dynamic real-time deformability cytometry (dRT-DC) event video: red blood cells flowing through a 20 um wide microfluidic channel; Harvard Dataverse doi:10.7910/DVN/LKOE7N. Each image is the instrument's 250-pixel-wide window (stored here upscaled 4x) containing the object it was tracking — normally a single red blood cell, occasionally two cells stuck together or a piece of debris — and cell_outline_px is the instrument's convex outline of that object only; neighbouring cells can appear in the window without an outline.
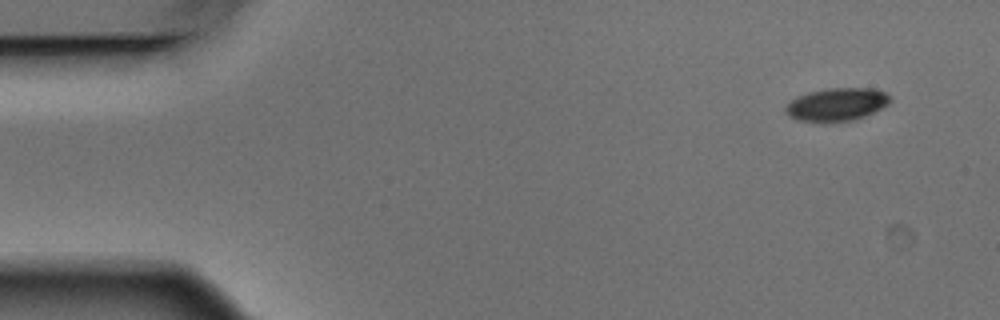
{"species": "Egyptian fruit bat (a non-hibernating species)", "species_latin": "Rousettus aegyptiacus", "temperature_condition": "warm", "stored_images_in_passage": 7, "camera_frame_rate_fps": 3000, "um_per_image_px": 0.085, "animal": {"sex": "male"}, "frame": {"image": 1, "passage_image": 1, "time_ms": 0.0, "image_size_px": [1000, 320], "cell_outline_px": [[892, 100], [888, 104], [864, 116], [852, 120], [824, 124], [820, 124], [796, 120], [788, 116], [784, 112], [784, 108], [796, 96], [808, 92], [828, 88], [872, 88], [884, 92]], "centroid_in_image_um": [71.04, 8.91], "position_along_channel_um": 14.0, "area_um2": 20.46}}
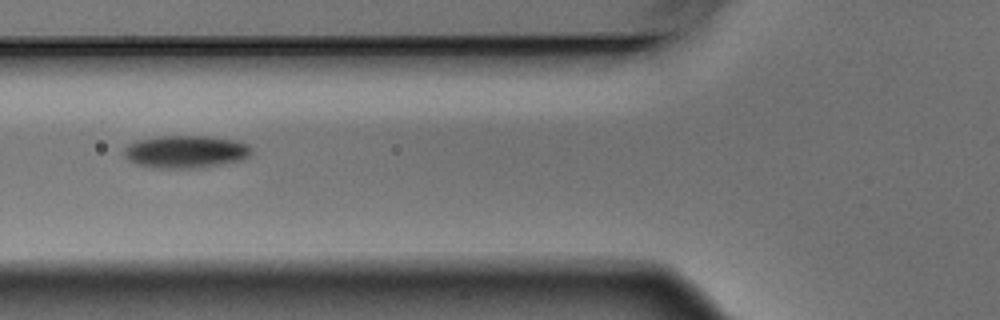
{"frame": {"image": 2, "passage_image": 5, "time_ms": 1.333, "image_size_px": [1000, 320], "cell_outline_px": [[252, 152], [244, 160], [200, 168], [152, 168], [136, 164], [128, 160], [124, 156], [124, 148], [128, 144], [140, 140], [160, 136], [208, 136], [236, 140], [248, 144], [252, 148]], "centroid_in_image_um": [15.81, 12.9], "position_along_channel_um": 110.0, "area_um2": 24.45}}
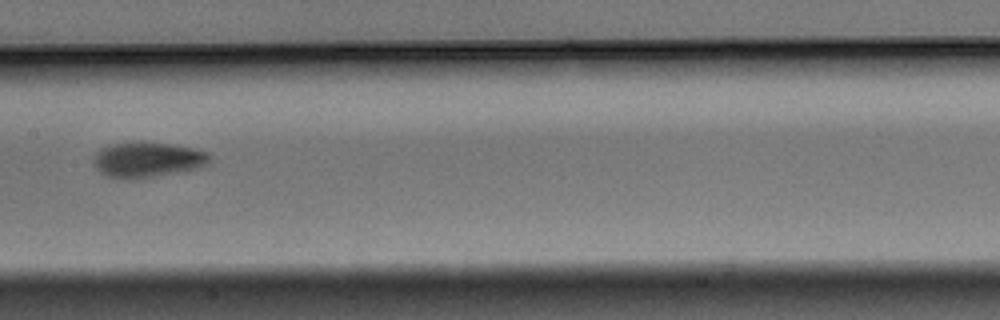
{"frame": {"image": 3, "passage_image": 7, "time_ms": 2.0, "image_size_px": [1000, 320], "cell_outline_px": [[208, 164], [192, 168], [132, 180], [108, 176], [100, 172], [96, 168], [92, 160], [96, 152], [112, 144], [140, 140], [172, 144], [192, 148], [208, 152]], "centroid_in_image_um": [12.46, 13.54], "position_along_channel_um": 194.9, "area_um2": 23.58}}